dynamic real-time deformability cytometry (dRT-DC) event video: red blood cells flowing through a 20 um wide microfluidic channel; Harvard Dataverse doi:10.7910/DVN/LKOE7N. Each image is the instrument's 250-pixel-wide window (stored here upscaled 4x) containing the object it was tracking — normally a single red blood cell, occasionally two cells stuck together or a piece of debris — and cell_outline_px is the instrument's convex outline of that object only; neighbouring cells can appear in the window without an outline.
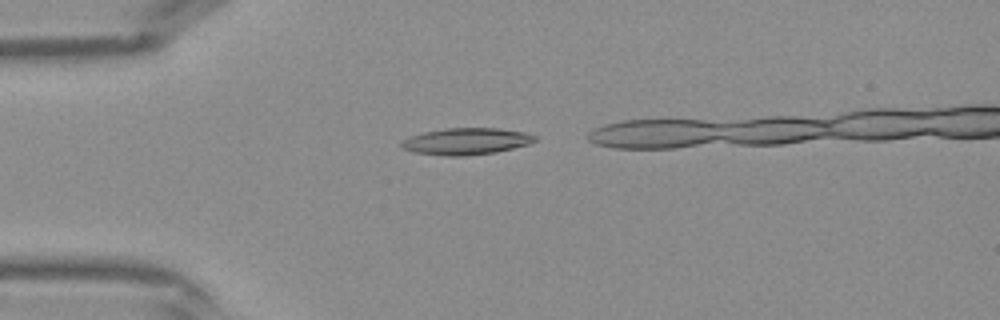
{"species": "Egyptian fruit bat (a non-hibernating species)", "species_latin": "Rousettus aegyptiacus", "temperature_condition": "warm", "stored_images_in_passage": 11, "camera_frame_rate_fps": 3000, "um_per_image_px": 0.085, "frame": {"image": 1, "passage_image": 1, "time_ms": 0.0, "image_size_px": [1000, 320], "cell_outline_px": [[536, 140], [528, 144], [496, 152], [464, 156], [444, 156], [412, 152], [400, 148], [400, 144], [404, 140], [412, 136], [424, 132], [444, 128], [496, 128], [524, 132], [536, 136]], "centroid_in_image_um": [39.59, 12.02], "position_along_channel_um": 45.4, "area_um2": 20.69}}
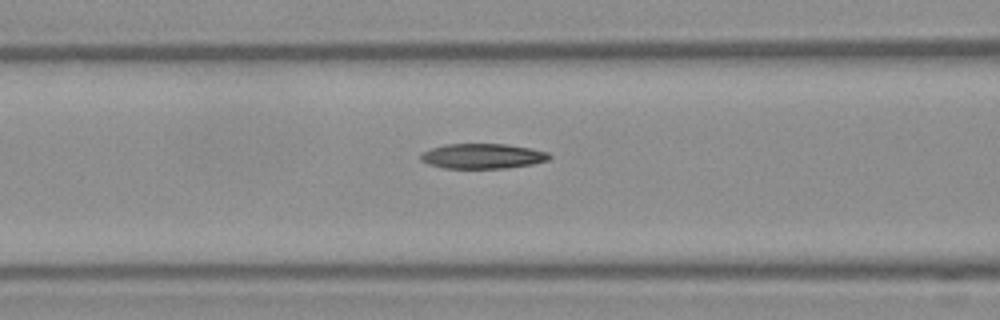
{"frame": {"image": 2, "passage_image": 7, "time_ms": 2.0, "image_size_px": [1000, 320], "cell_outline_px": [[552, 156], [548, 160], [532, 164], [504, 168], [444, 168], [428, 164], [420, 160], [420, 156], [424, 152], [432, 148], [444, 144], [508, 144], [532, 148], [548, 152]], "centroid_in_image_um": [41.04, 13.26], "position_along_channel_um": 125.6, "area_um2": 18.79}}
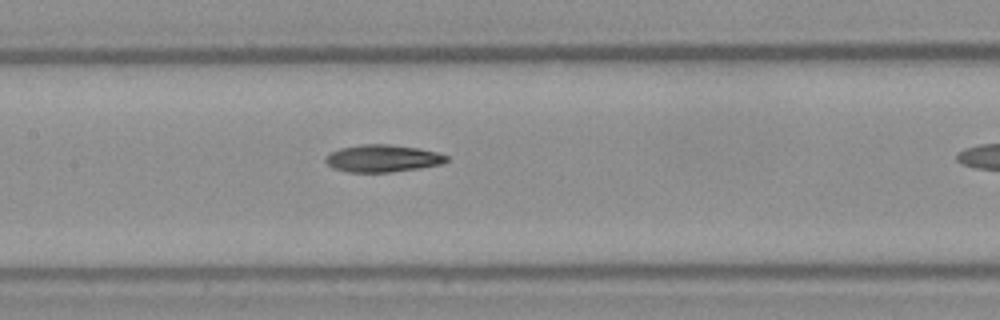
{"frame": {"image": 3, "passage_image": 10, "time_ms": 3.0, "image_size_px": [1000, 320], "cell_outline_px": [[448, 160], [440, 164], [420, 168], [388, 172], [348, 172], [332, 168], [324, 160], [324, 156], [340, 148], [364, 144], [388, 144], [420, 148], [436, 152], [448, 156]], "centroid_in_image_um": [32.5, 13.46], "position_along_channel_um": 174.9, "area_um2": 19.19}}